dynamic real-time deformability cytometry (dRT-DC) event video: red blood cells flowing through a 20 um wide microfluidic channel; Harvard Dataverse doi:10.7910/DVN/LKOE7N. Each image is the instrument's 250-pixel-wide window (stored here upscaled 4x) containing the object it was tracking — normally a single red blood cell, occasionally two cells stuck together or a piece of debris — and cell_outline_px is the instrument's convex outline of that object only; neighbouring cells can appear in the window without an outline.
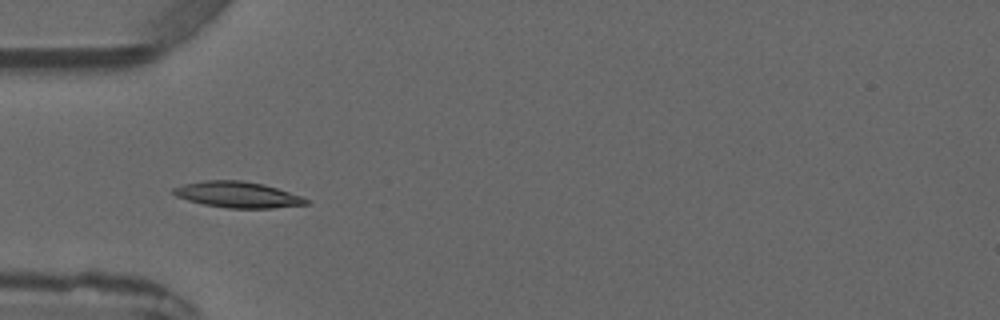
{"species": "common noctule bat (a hibernating species)", "species_latin": "Nyctalus noctula", "temperature_condition": "warm", "stored_images_in_passage": 5, "camera_frame_rate_fps": 3000, "um_per_image_px": 0.085, "animal": {"sex": "male", "forearm_length_mm": 52.5}, "frame": {"image": 1, "passage_image": 5, "time_ms": 4.667, "image_size_px": [1000, 320], "cell_outline_px": [[308, 204], [272, 208], [228, 208], [204, 204], [188, 200], [176, 196], [172, 192], [172, 188], [184, 184], [204, 180], [240, 180], [264, 184], [300, 196], [308, 200]], "centroid_in_image_um": [20.17, 16.54], "position_along_channel_um": 64.8, "area_um2": 19.88}}